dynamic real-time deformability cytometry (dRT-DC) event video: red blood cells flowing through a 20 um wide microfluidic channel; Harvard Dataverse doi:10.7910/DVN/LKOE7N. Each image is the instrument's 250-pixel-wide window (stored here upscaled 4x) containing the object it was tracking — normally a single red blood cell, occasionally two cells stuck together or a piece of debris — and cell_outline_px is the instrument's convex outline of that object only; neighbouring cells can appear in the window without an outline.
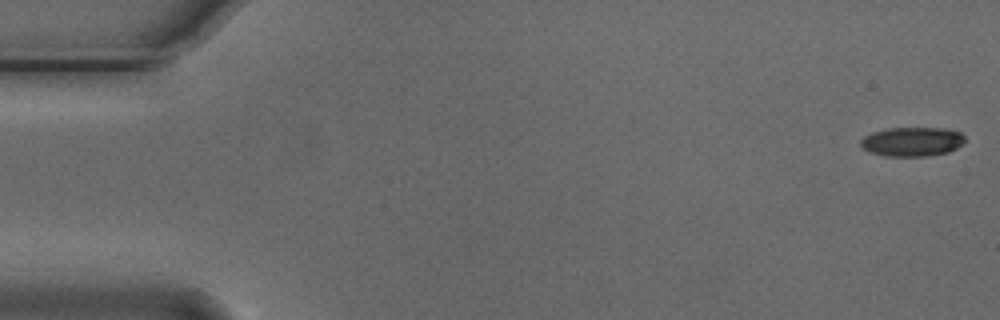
{"species": "Egyptian fruit bat (a non-hibernating species)", "species_latin": "Rousettus aegyptiacus", "temperature_condition": "cold", "stored_images_in_passage": 52, "camera_frame_rate_fps": 3000, "um_per_image_px": 0.085, "animal": {"sex": "male"}, "frame": {"image": 1, "passage_image": 1, "time_ms": 0.0, "image_size_px": [1000, 320], "cell_outline_px": [[964, 144], [948, 152], [928, 156], [888, 156], [868, 152], [860, 144], [860, 140], [864, 136], [872, 132], [888, 128], [944, 128], [960, 132], [964, 136]], "centroid_in_image_um": [77.53, 12.04], "position_along_channel_um": 7.5, "area_um2": 17.8}}
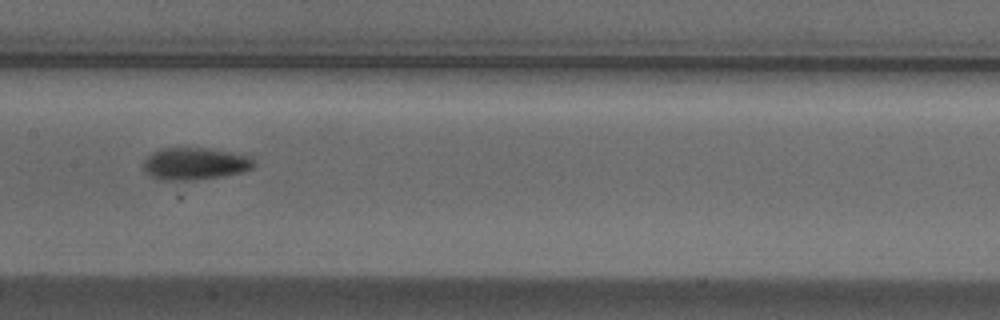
{"frame": {"image": 2, "passage_image": 27, "time_ms": 8.667, "image_size_px": [1000, 320], "cell_outline_px": [[256, 164], [252, 168], [244, 172], [224, 176], [192, 180], [160, 180], [144, 172], [144, 160], [152, 152], [160, 148], [208, 148], [252, 156]], "centroid_in_image_um": [16.6, 13.91], "position_along_channel_um": 190.8, "area_um2": 20.92}}
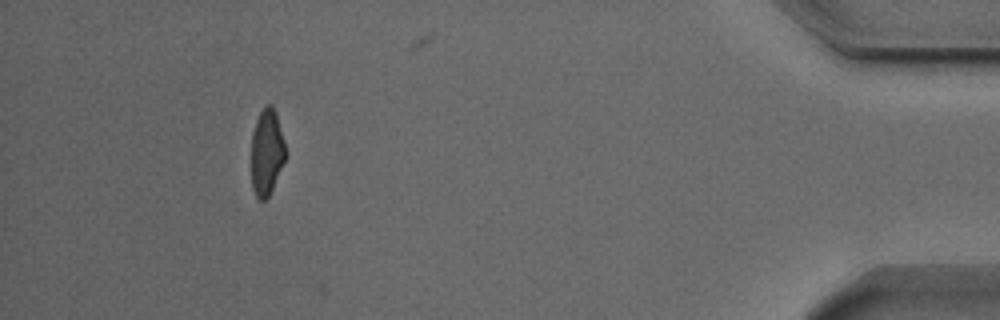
{"frame": {"image": 3, "passage_image": 50, "time_ms": 16.333, "image_size_px": [1000, 320], "cell_outline_px": [[288, 156], [268, 196], [264, 200], [260, 200], [256, 196], [252, 188], [252, 132], [256, 120], [260, 112], [268, 104], [272, 104], [276, 112]], "centroid_in_image_um": [22.69, 12.93], "position_along_channel_um": 412.5, "area_um2": 17.22}, "authors_computed_cell_mechanics": {"area_um2": 18.9006, "velocity_mm_per_s": 3.7568, "shape_relaxation_time_tau1_ms": 3.0023, "shape_relaxation_time_tau2_ms": 6.4675, "deformation_change_tau1": 0.114, "deformation_change_tau2": 0.1495}}